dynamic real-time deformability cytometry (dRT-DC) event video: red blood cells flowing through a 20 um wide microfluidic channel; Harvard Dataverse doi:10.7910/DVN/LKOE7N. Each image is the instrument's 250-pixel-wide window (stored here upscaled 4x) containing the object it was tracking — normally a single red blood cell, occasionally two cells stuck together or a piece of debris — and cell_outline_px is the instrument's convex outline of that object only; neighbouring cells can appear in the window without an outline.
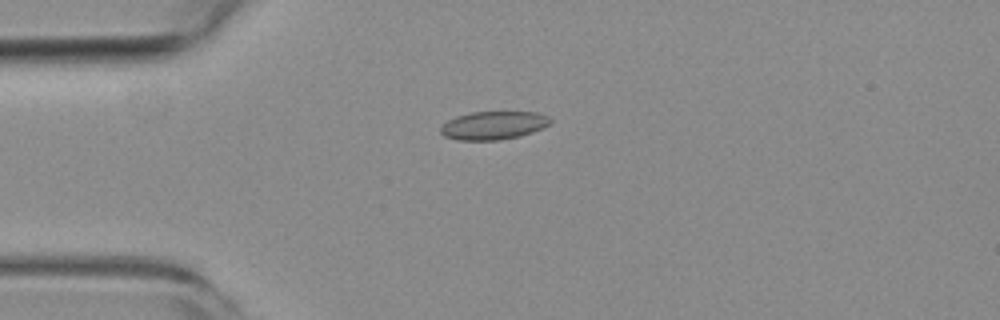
{"species": "common noctule bat (a hibernating species)", "species_latin": "Nyctalus noctula", "temperature_condition": "room temperature", "stored_images_in_passage": 1, "camera_frame_rate_fps": 3000, "um_per_image_px": 0.085, "animal": {"sex": "female", "body_mass_g": 19.3, "forearm_length_mm": 54.1}, "frame": {"image": 1, "passage_image": 1, "time_ms": 0.0, "image_size_px": [1000, 320], "cell_outline_px": [[552, 120], [548, 124], [532, 132], [520, 136], [500, 140], [460, 140], [444, 136], [440, 132], [440, 128], [448, 120], [456, 116], [472, 112], [536, 112], [548, 116]], "centroid_in_image_um": [41.93, 10.66], "position_along_channel_um": 43.1, "area_um2": 17.92}}